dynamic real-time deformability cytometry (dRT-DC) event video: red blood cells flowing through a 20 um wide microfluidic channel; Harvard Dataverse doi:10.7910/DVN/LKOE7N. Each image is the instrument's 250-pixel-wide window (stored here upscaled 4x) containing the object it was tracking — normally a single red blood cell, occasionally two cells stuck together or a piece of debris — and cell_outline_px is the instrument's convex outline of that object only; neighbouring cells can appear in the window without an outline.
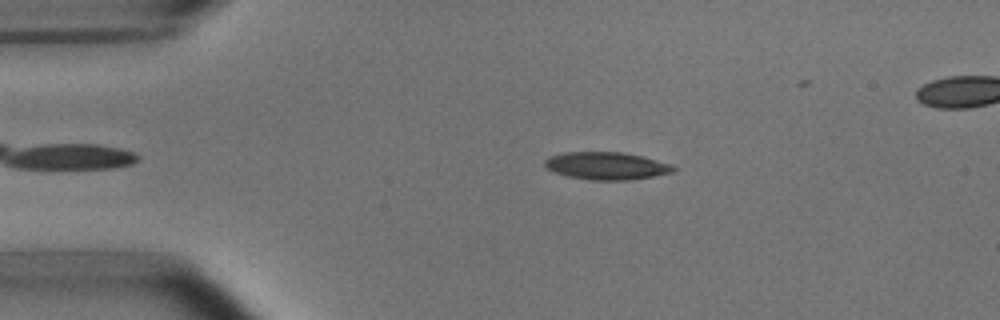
{"species": "common noctule bat (a hibernating species)", "species_latin": "Nyctalus noctula", "temperature_condition": "room temperature", "stored_images_in_passage": 4, "camera_frame_rate_fps": 3000, "um_per_image_px": 0.085, "animal": {"sex": "male", "body_mass_g": 15.6}, "frame": {"image": 1, "passage_image": 2, "time_ms": 1.333, "image_size_px": [1000, 320], "cell_outline_px": [[680, 168], [676, 172], [632, 180], [592, 180], [568, 176], [556, 172], [548, 168], [544, 164], [544, 160], [548, 156], [564, 152], [624, 152], [644, 156], [672, 164]], "centroid_in_image_um": [51.64, 14.09], "position_along_channel_um": 33.4, "area_um2": 20.98}}